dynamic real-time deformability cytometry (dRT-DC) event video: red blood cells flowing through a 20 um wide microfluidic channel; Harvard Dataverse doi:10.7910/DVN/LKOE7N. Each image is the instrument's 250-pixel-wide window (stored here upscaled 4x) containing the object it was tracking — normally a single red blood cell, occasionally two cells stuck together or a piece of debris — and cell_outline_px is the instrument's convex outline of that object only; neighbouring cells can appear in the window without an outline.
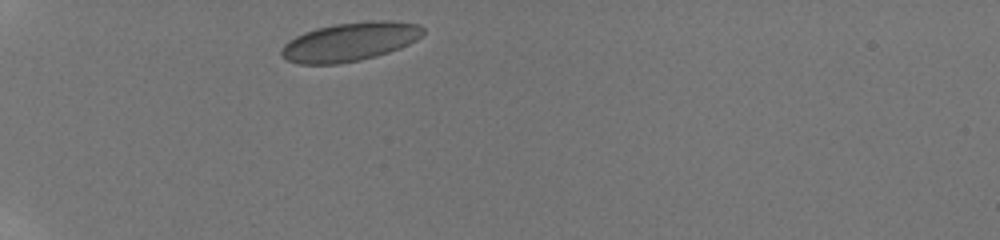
{"species": "human", "species_latin": "Homo sapiens", "temperature_condition": "room temperature", "stored_images_in_passage": 30, "camera_frame_rate_fps": 3000, "um_per_image_px": 0.085, "donor": {"sex": "male"}, "frame": {"image": 1, "passage_image": 1, "time_ms": 0.0, "image_size_px": [1000, 240], "cell_outline_px": [[424, 32], [416, 40], [400, 48], [376, 56], [360, 60], [336, 64], [300, 64], [288, 60], [280, 56], [280, 52], [284, 44], [288, 40], [304, 32], [316, 28], [336, 24], [372, 20], [392, 20], [416, 24], [424, 28]], "centroid_in_image_um": [29.72, 3.55], "position_along_channel_um": 55.3, "area_um2": 31.96}}
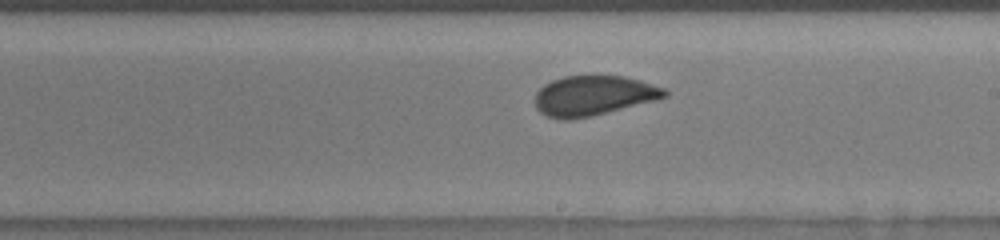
{"frame": {"image": 2, "passage_image": 13, "time_ms": 5.667, "image_size_px": [1000, 240], "cell_outline_px": [[668, 96], [656, 100], [592, 116], [568, 120], [564, 120], [548, 116], [540, 112], [536, 108], [536, 92], [544, 84], [552, 80], [564, 76], [592, 72], [624, 76], [640, 80], [664, 88], [668, 92]], "centroid_in_image_um": [50.45, 8.08], "position_along_channel_um": 238.6, "area_um2": 30.92}}
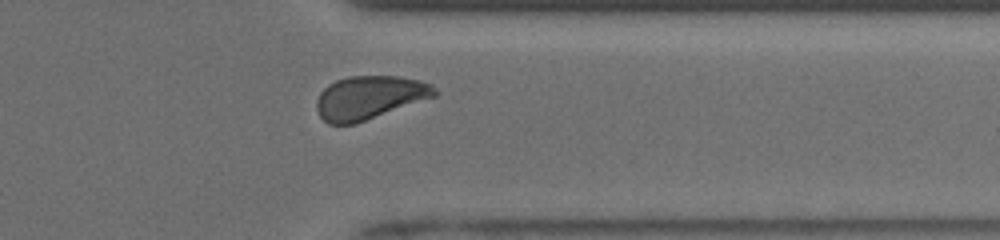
{"frame": {"image": 3, "passage_image": 24, "time_ms": 9.333, "image_size_px": [1000, 240], "cell_outline_px": [[440, 92], [436, 96], [356, 124], [328, 124], [320, 116], [316, 108], [316, 100], [320, 92], [328, 84], [336, 80], [348, 76], [396, 76], [420, 80], [432, 84]], "centroid_in_image_um": [31.41, 8.29], "position_along_channel_um": 380.0, "area_um2": 30.11}, "authors_computed_cell_mechanics": {"area_um2": 30.0849, "velocity_mm_per_s": 3.8452, "shape_relaxation_time_tau1_ms": 5.1266, "shape_relaxation_time_tau2_ms": null, "deformation_change_tau1": 0.1033, "deformation_change_tau2": null}}